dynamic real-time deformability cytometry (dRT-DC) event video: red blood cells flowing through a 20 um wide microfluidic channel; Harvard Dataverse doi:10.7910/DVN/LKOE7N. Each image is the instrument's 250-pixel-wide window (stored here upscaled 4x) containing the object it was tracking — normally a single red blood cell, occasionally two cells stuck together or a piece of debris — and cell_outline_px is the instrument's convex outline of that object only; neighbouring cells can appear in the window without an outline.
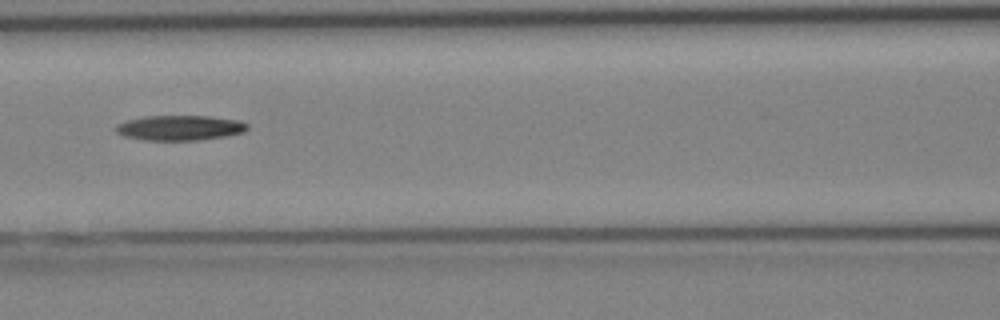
{"species": "Egyptian fruit bat (a non-hibernating species)", "species_latin": "Rousettus aegyptiacus", "temperature_condition": "cold", "stored_images_in_passage": 5, "camera_frame_rate_fps": 3000, "um_per_image_px": 0.085, "animal": {"sex": "female"}, "frame": {"image": 1, "passage_image": 5, "time_ms": 5.0, "image_size_px": [1000, 320], "cell_outline_px": [[248, 128], [244, 132], [228, 136], [200, 140], [140, 140], [124, 136], [116, 132], [116, 124], [128, 120], [148, 116], [208, 116], [240, 120], [248, 124]], "centroid_in_image_um": [15.31, 10.87], "position_along_channel_um": 151.3, "area_um2": 19.31}}